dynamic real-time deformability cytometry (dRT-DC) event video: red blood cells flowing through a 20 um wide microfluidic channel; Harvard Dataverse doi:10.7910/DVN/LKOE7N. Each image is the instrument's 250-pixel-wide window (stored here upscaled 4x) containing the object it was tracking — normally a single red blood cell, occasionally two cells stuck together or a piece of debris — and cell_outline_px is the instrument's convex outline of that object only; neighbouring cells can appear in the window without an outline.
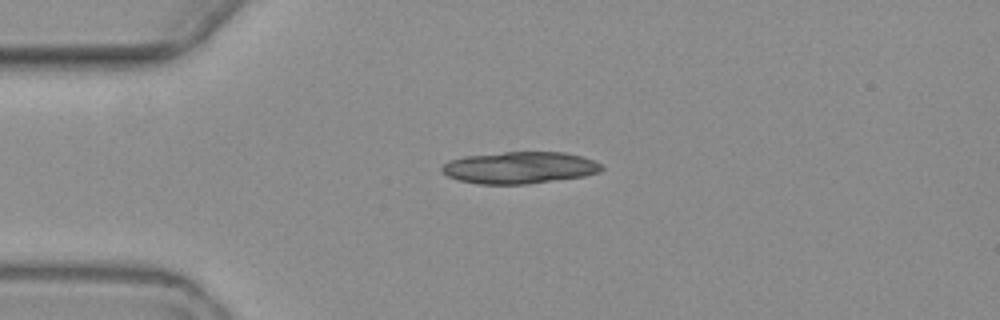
{"species": "common noctule bat (a hibernating species)", "species_latin": "Nyctalus noctula", "temperature_condition": "warm", "stored_images_in_passage": 2, "camera_frame_rate_fps": 3000, "um_per_image_px": 0.085, "animal": {"sex": "female", "body_mass_g": 19.3, "forearm_length_mm": 54.1}, "frame": {"image": 1, "passage_image": 1, "time_ms": 0.0, "image_size_px": [1000, 320], "cell_outline_px": [[604, 168], [600, 172], [584, 176], [528, 184], [480, 184], [460, 180], [448, 176], [440, 172], [440, 168], [448, 160], [464, 156], [504, 152], [564, 152], [580, 156], [592, 160], [600, 164]], "centroid_in_image_um": [44.14, 14.25], "position_along_channel_um": 40.9, "area_um2": 29.65}}